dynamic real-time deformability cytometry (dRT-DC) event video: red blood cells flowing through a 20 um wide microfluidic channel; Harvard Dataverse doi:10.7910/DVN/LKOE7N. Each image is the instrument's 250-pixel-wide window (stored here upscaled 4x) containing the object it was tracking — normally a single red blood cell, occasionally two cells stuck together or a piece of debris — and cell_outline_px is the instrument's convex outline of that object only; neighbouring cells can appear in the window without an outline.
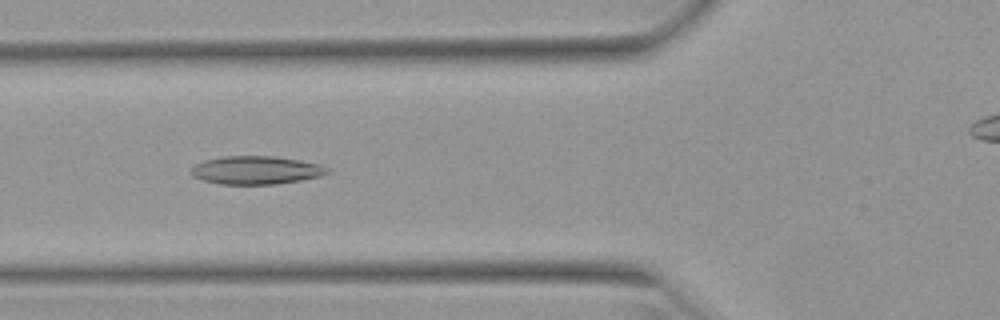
{"species": "Egyptian fruit bat (a non-hibernating species)", "species_latin": "Rousettus aegyptiacus", "temperature_condition": "warm", "stored_images_in_passage": 39, "camera_frame_rate_fps": 3000, "um_per_image_px": 0.085, "animal": {"sex": "female"}, "frame": {"image": 1, "passage_image": 13, "time_ms": 4.0, "image_size_px": [1000, 320], "cell_outline_px": [[328, 172], [320, 176], [300, 180], [276, 184], [220, 184], [204, 180], [192, 176], [188, 172], [196, 164], [204, 160], [224, 156], [276, 156], [316, 164], [328, 168]], "centroid_in_image_um": [21.7, 14.46], "position_along_channel_um": 104.1, "area_um2": 22.14}}
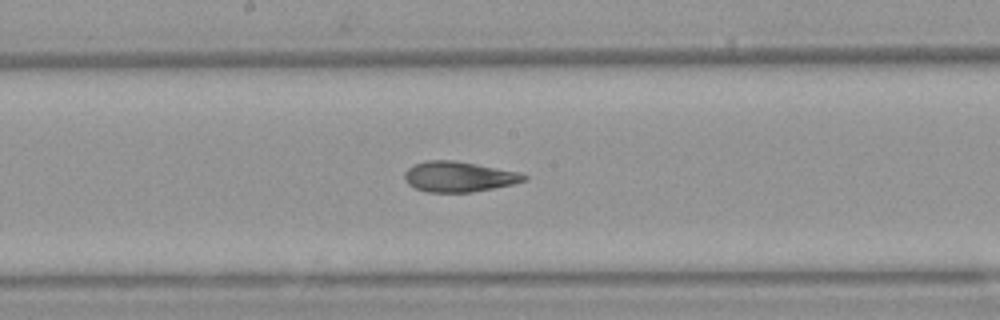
{"frame": {"image": 2, "passage_image": 21, "time_ms": 6.667, "image_size_px": [1000, 320], "cell_outline_px": [[528, 180], [512, 184], [472, 192], [428, 192], [416, 188], [408, 184], [404, 180], [404, 172], [412, 164], [424, 160], [452, 160], [476, 164], [520, 172], [528, 176]], "centroid_in_image_um": [38.97, 15.01], "position_along_channel_um": 209.2, "area_um2": 21.21}}
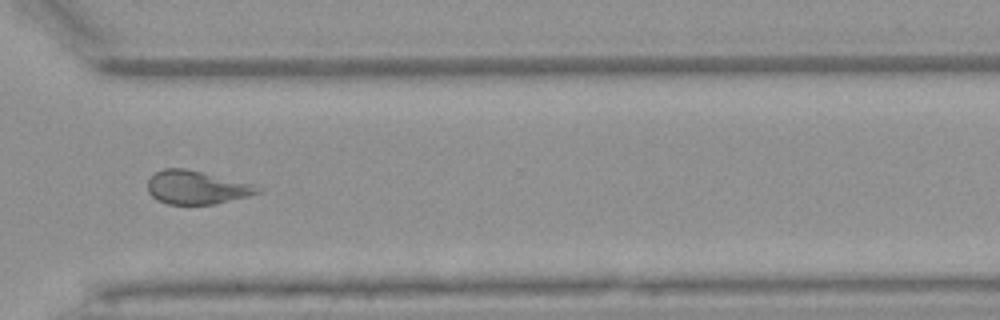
{"frame": {"image": 3, "passage_image": 32, "time_ms": 10.333, "image_size_px": [1000, 320], "cell_outline_px": [[264, 192], [216, 204], [168, 204], [156, 200], [148, 192], [148, 180], [156, 172], [164, 168], [184, 168], [252, 184], [264, 188]], "centroid_in_image_um": [16.73, 15.94], "position_along_channel_um": 353.9, "area_um2": 21.39}, "authors_computed_cell_mechanics": {"area_um2": 21.9062, "velocity_mm_per_s": 3.9436, "shape_relaxation_time_tau1_ms": null, "shape_relaxation_time_tau2_ms": 2.4388, "deformation_change_tau1": null, "deformation_change_tau2": 0.1099}}